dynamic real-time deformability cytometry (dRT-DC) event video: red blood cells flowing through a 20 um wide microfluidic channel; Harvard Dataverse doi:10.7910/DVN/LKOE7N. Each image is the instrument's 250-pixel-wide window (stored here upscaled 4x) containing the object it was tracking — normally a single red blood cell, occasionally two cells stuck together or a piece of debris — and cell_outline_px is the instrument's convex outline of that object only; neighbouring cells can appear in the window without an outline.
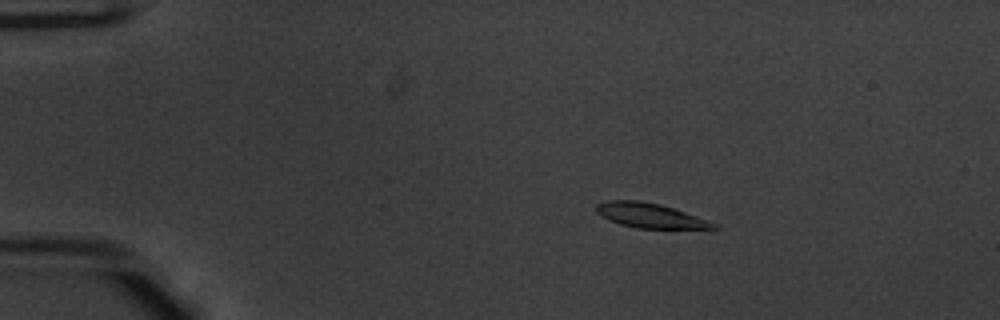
{"species": "common noctule bat (a hibernating species)", "species_latin": "Nyctalus noctula", "temperature_condition": "warm", "stored_images_in_passage": 35, "camera_frame_rate_fps": 3000, "um_per_image_px": 0.085, "animal": {"sex": "male", "body_mass_g": 20.1, "forearm_length_mm": 53.5}, "frame": {"image": 1, "passage_image": 11, "time_ms": 3.333, "image_size_px": [1000, 320], "cell_outline_px": [[720, 228], [636, 228], [620, 224], [608, 220], [596, 212], [596, 204], [608, 200], [640, 200], [660, 204], [684, 212], [716, 224]], "centroid_in_image_um": [55.17, 18.31], "position_along_channel_um": 29.8, "area_um2": 16.53}}
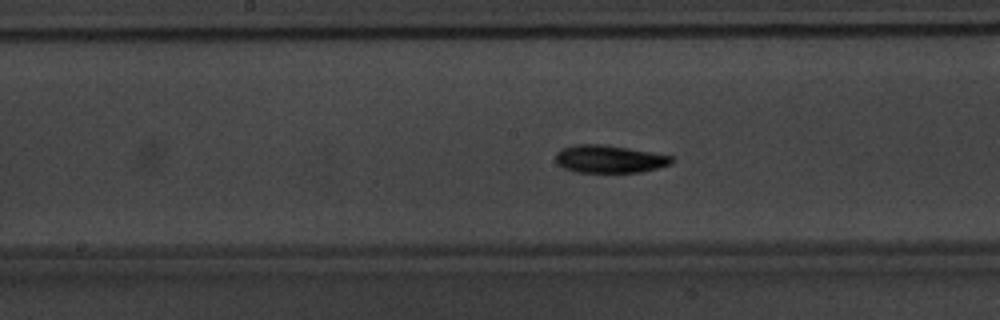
{"frame": {"image": 2, "passage_image": 29, "time_ms": 9.333, "image_size_px": [1000, 320], "cell_outline_px": [[676, 160], [672, 164], [640, 172], [576, 172], [564, 168], [556, 164], [556, 152], [560, 148], [576, 144], [604, 144], [628, 148], [672, 156]], "centroid_in_image_um": [51.77, 13.51], "position_along_channel_um": 196.4, "area_um2": 18.84}}
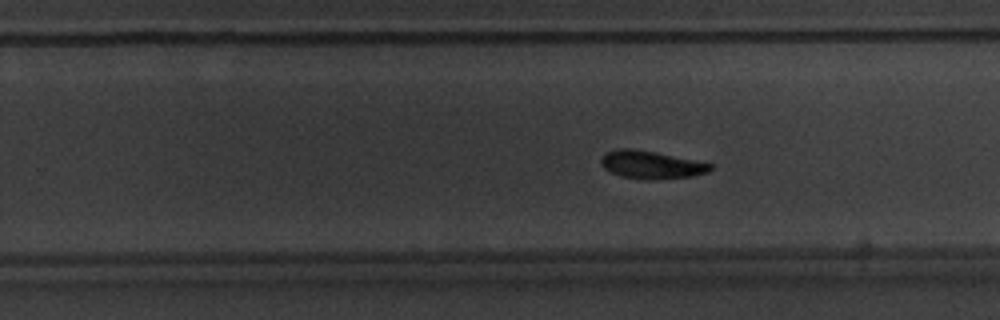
{"frame": {"image": 3, "passage_image": 35, "time_ms": 11.333, "image_size_px": [1000, 320], "cell_outline_px": [[712, 168], [708, 172], [692, 176], [648, 180], [644, 180], [620, 176], [604, 168], [600, 164], [600, 160], [608, 152], [616, 148], [632, 148], [656, 152], [696, 160], [712, 164]], "centroid_in_image_um": [55.34, 14.0], "position_along_channel_um": 274.5, "area_um2": 17.74}}